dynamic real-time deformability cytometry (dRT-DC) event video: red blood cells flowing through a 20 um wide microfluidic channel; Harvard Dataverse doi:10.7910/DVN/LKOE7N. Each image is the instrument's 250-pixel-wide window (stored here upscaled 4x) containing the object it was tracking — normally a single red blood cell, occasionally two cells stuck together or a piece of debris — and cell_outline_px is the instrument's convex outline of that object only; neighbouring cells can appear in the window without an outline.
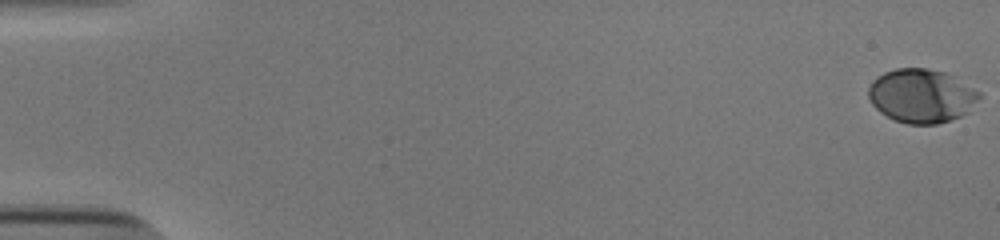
{"species": "human", "species_latin": "Homo sapiens", "temperature_condition": "cold", "stored_images_in_passage": 54, "camera_frame_rate_fps": 3000, "um_per_image_px": 0.085, "donor": {"sex": "male"}, "frame": {"image": 1, "passage_image": 1, "time_ms": 0.0, "image_size_px": [1000, 240], "cell_outline_px": [[980, 96], [968, 112], [952, 120], [936, 124], [908, 124], [896, 120], [880, 112], [872, 104], [868, 96], [868, 88], [872, 80], [876, 76], [884, 72], [896, 68], [928, 68], [948, 72], [980, 92]], "centroid_in_image_um": [78.31, 8.13], "position_along_channel_um": 6.7, "area_um2": 34.91}}
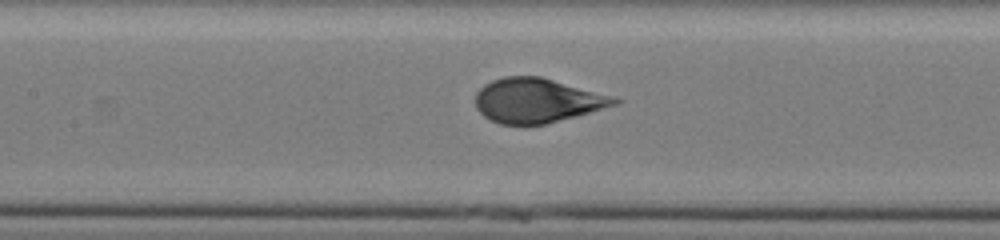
{"frame": {"image": 2, "passage_image": 27, "time_ms": 8.667, "image_size_px": [1000, 240], "cell_outline_px": [[624, 100], [620, 104], [576, 116], [544, 124], [500, 124], [484, 116], [476, 108], [476, 92], [484, 84], [492, 80], [504, 76], [540, 76], [612, 96]], "centroid_in_image_um": [45.66, 8.53], "position_along_channel_um": 161.7, "area_um2": 35.84}}
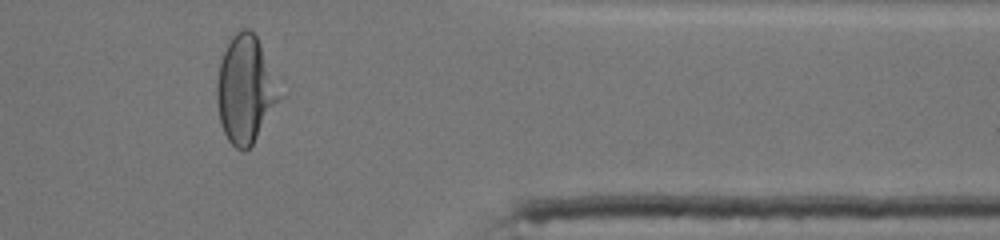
{"frame": {"image": 3, "passage_image": 46, "time_ms": 15.0, "image_size_px": [1000, 240], "cell_outline_px": [[284, 96], [252, 144], [244, 152], [236, 148], [228, 140], [224, 132], [220, 120], [216, 100], [216, 80], [220, 60], [232, 36], [236, 32], [244, 28], [248, 28], [256, 36], [260, 44]], "centroid_in_image_um": [20.87, 7.63], "position_along_channel_um": 390.5, "area_um2": 39.19}, "authors_computed_cell_mechanics": {"area_um2": 35.9227, "velocity_mm_per_s": 3.8654, "shape_relaxation_time_tau1_ms": 4.5249, "shape_relaxation_time_tau2_ms": null, "deformation_change_tau1": 0.1844, "deformation_change_tau2": null}}